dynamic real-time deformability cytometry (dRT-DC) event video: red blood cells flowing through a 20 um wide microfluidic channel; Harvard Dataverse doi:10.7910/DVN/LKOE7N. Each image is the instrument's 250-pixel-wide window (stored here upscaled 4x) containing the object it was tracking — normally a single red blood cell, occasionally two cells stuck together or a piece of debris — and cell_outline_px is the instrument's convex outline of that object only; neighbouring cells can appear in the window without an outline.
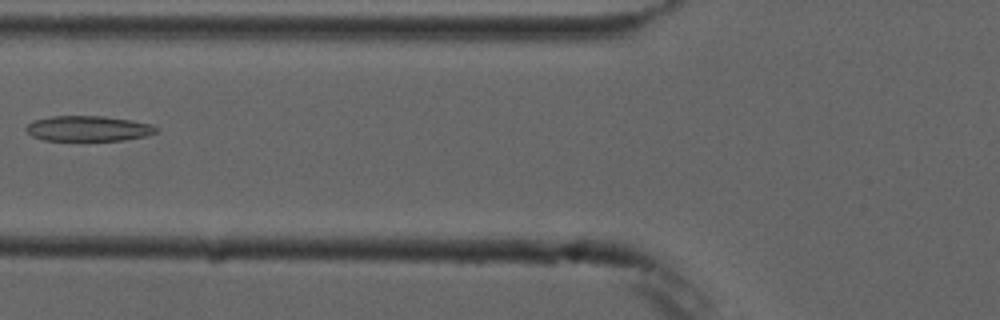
{"species": "common noctule bat (a hibernating species)", "species_latin": "Nyctalus noctula", "temperature_condition": "cold", "stored_images_in_passage": 5, "camera_frame_rate_fps": 3000, "um_per_image_px": 0.085, "animal": {"sex": "male", "forearm_length_mm": 52.5}, "frame": {"image": 1, "passage_image": 5, "time_ms": 4.667, "image_size_px": [1000, 320], "cell_outline_px": [[160, 128], [156, 132], [144, 136], [124, 140], [44, 140], [32, 136], [24, 128], [28, 124], [36, 120], [52, 116], [104, 116], [152, 124]], "centroid_in_image_um": [7.51, 10.92], "position_along_channel_um": 118.3, "area_um2": 19.02}}